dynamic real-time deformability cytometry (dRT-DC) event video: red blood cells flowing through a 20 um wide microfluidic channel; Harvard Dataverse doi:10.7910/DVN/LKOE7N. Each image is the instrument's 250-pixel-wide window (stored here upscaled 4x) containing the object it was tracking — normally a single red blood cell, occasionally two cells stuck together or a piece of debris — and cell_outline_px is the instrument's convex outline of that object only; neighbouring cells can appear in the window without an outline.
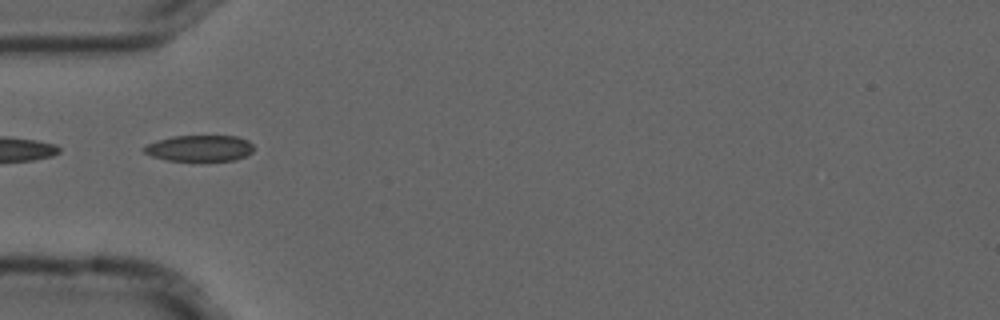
{"species": "common noctule bat (a hibernating species)", "species_latin": "Nyctalus noctula", "temperature_condition": "cold", "stored_images_in_passage": 6, "segment_of_instrument_passage": [2, 2], "camera_frame_rate_fps": 3000, "um_per_image_px": 0.085, "animal": {"sex": "male", "forearm_length_mm": 52.5}, "frame": {"image": 1, "passage_image": 5, "time_ms": 1.333, "image_size_px": [1000, 320], "cell_outline_px": [[252, 152], [248, 156], [236, 160], [168, 160], [152, 156], [144, 152], [144, 148], [148, 144], [172, 136], [236, 136], [248, 140], [252, 144]], "centroid_in_image_um": [17.02, 12.6], "position_along_channel_um": 68.0, "area_um2": 16.47}}
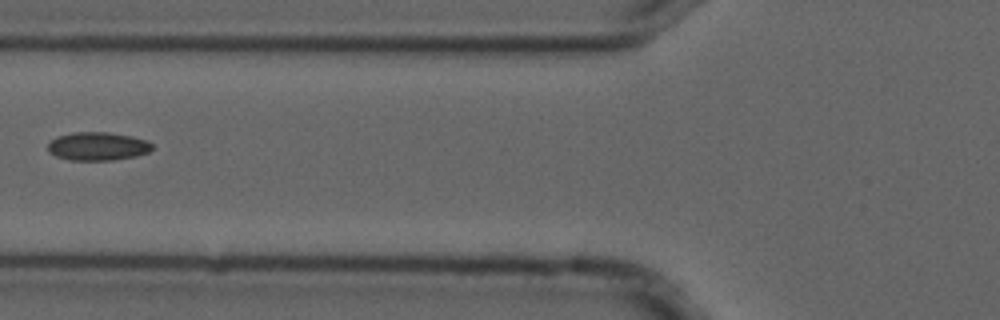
{"frame": {"image": 2, "passage_image": 6, "time_ms": 1.667, "image_size_px": [1000, 320], "cell_outline_px": [[152, 148], [148, 152], [136, 156], [112, 160], [72, 160], [56, 156], [48, 152], [48, 144], [56, 136], [72, 132], [108, 132], [132, 136], [148, 140], [152, 144]], "centroid_in_image_um": [8.3, 12.42], "position_along_channel_um": 117.5, "area_um2": 17.28}}